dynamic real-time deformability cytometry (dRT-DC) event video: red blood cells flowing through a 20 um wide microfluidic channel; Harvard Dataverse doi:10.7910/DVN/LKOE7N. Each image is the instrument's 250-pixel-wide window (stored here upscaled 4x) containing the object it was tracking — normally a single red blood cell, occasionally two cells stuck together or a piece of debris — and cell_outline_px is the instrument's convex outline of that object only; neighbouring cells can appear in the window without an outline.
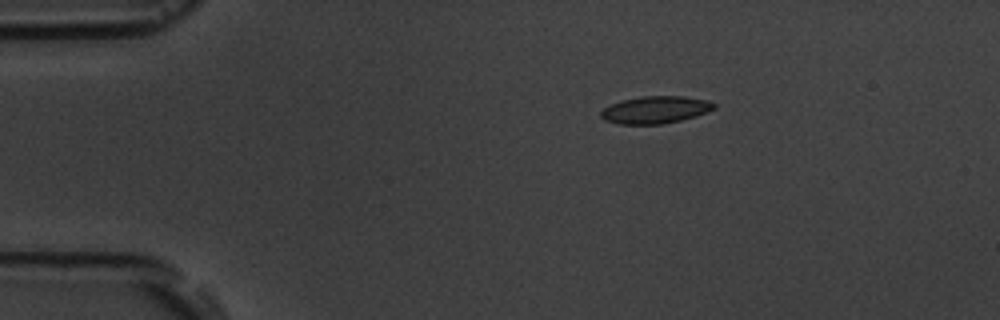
{"species": "common noctule bat (a hibernating species)", "species_latin": "Nyctalus noctula", "temperature_condition": "room temperature", "stored_images_in_passage": 4, "camera_frame_rate_fps": 3000, "um_per_image_px": 0.085, "animal": {"sex": "male", "body_mass_g": 19.5, "forearm_length_mm": 54.6}, "frame": {"image": 1, "passage_image": 1, "time_ms": 0.0, "image_size_px": [1000, 320], "cell_outline_px": [[716, 108], [708, 112], [696, 116], [664, 124], [616, 124], [604, 120], [600, 116], [600, 112], [604, 108], [612, 104], [624, 100], [640, 96], [684, 96], [708, 100], [716, 104]], "centroid_in_image_um": [55.73, 9.33], "position_along_channel_um": 29.3, "area_um2": 18.09}}
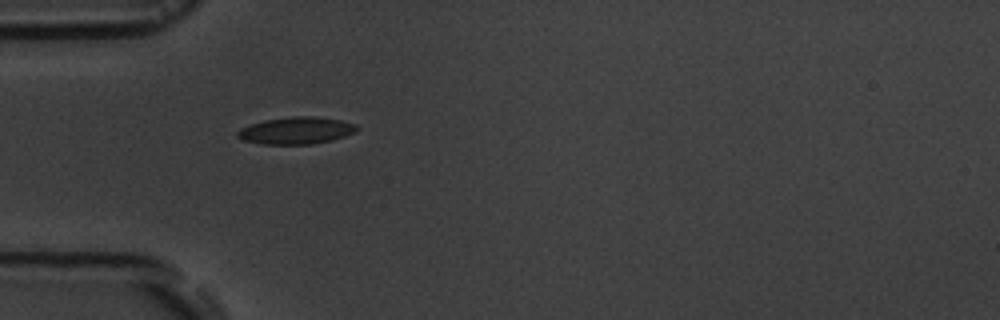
{"frame": {"image": 2, "passage_image": 3, "time_ms": 2.333, "image_size_px": [1000, 320], "cell_outline_px": [[360, 128], [356, 132], [332, 140], [312, 144], [260, 144], [244, 140], [236, 136], [236, 132], [240, 128], [264, 120], [292, 116], [312, 116], [340, 120], [356, 124]], "centroid_in_image_um": [25.18, 11.1], "position_along_channel_um": 59.8, "area_um2": 18.84}}
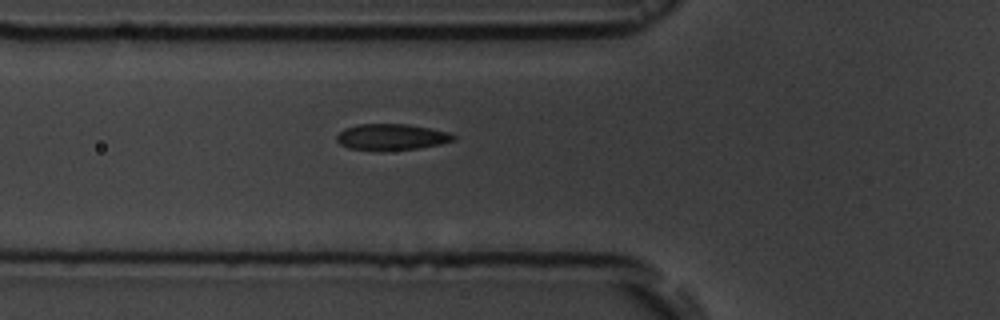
{"frame": {"image": 3, "passage_image": 4, "time_ms": 3.333, "image_size_px": [1000, 320], "cell_outline_px": [[456, 140], [440, 144], [416, 148], [380, 152], [348, 148], [340, 144], [336, 140], [336, 136], [344, 128], [360, 124], [408, 124], [448, 132], [456, 136]], "centroid_in_image_um": [33.25, 11.66], "position_along_channel_um": 92.6, "area_um2": 18.03}}